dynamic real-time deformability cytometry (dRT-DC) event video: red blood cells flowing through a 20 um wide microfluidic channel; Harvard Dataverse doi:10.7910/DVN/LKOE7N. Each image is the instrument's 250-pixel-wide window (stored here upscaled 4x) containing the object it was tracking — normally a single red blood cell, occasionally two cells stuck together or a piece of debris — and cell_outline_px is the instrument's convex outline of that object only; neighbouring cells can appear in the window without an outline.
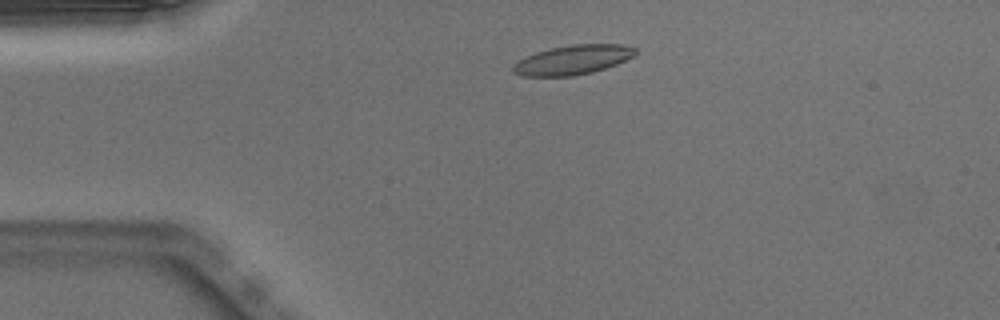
{"species": "Egyptian fruit bat (a non-hibernating species)", "species_latin": "Rousettus aegyptiacus", "temperature_condition": "warm", "stored_images_in_passage": 45, "camera_frame_rate_fps": 3000, "um_per_image_px": 0.085, "animal": {"sex": "male"}, "frame": {"image": 1, "passage_image": 6, "time_ms": 1.667, "image_size_px": [1000, 320], "cell_outline_px": [[636, 52], [632, 56], [616, 64], [592, 72], [572, 76], [524, 76], [512, 72], [512, 64], [536, 52], [548, 48], [572, 44], [624, 44], [636, 48]], "centroid_in_image_um": [48.66, 5.08], "position_along_channel_um": 36.3, "area_um2": 20.87}}
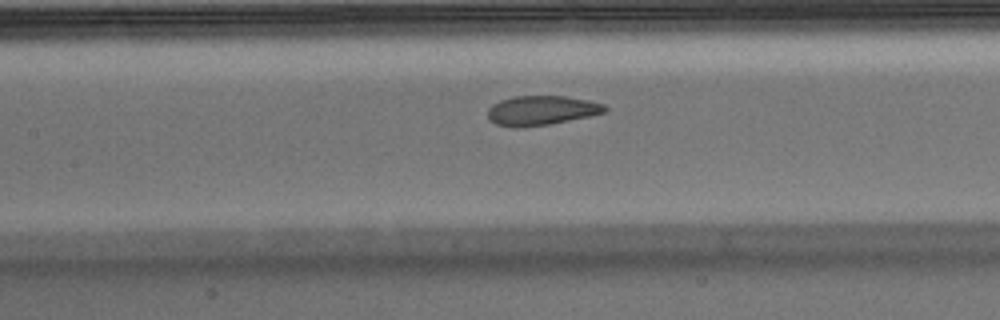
{"frame": {"image": 2, "passage_image": 18, "time_ms": 5.667, "image_size_px": [1000, 320], "cell_outline_px": [[608, 108], [604, 112], [588, 116], [548, 124], [520, 128], [512, 128], [496, 124], [488, 120], [488, 108], [492, 104], [500, 100], [512, 96], [568, 96], [588, 100], [604, 104]], "centroid_in_image_um": [45.97, 9.38], "position_along_channel_um": 161.4, "area_um2": 20.23}}
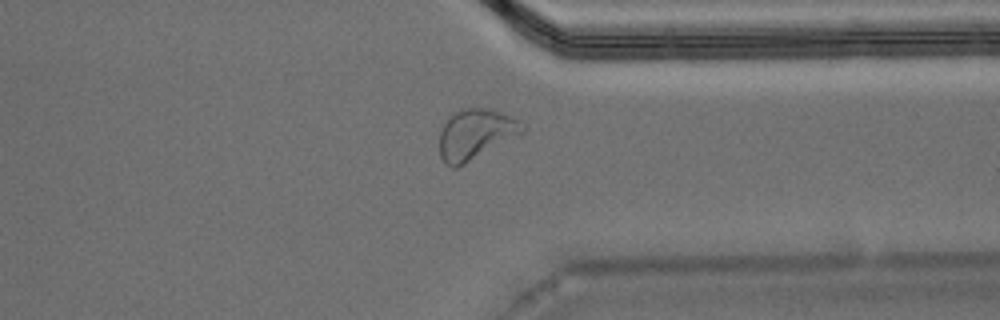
{"frame": {"image": 3, "passage_image": 34, "time_ms": 11.0, "image_size_px": [1000, 320], "cell_outline_px": [[524, 132], [520, 136], [456, 168], [452, 168], [440, 156], [440, 132], [448, 116], [452, 112], [460, 108], [492, 108], [512, 116], [524, 128]], "centroid_in_image_um": [40.43, 11.39], "position_along_channel_um": 371.0, "area_um2": 24.51}, "authors_computed_cell_mechanics": {"area_um2": 20.8658, "velocity_mm_per_s": 3.9679, "shape_relaxation_time_tau1_ms": 2.5552, "shape_relaxation_time_tau2_ms": 1.0445, "deformation_change_tau1": 0.1394, "deformation_change_tau2": 0.0727}}